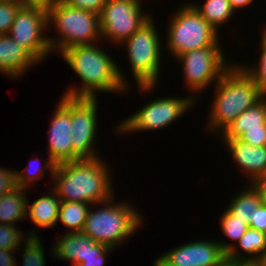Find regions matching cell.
I'll return each mask as SVG.
<instances>
[{
  "label": "cell",
  "instance_id": "6da1fadb",
  "mask_svg": "<svg viewBox=\"0 0 266 266\" xmlns=\"http://www.w3.org/2000/svg\"><path fill=\"white\" fill-rule=\"evenodd\" d=\"M101 48L95 43L74 46L60 53L62 59L81 80L80 85L71 86L63 95L96 98L98 92H122L123 95L126 88L128 90L130 83L125 80L118 63Z\"/></svg>",
  "mask_w": 266,
  "mask_h": 266
},
{
  "label": "cell",
  "instance_id": "7a4b0ae2",
  "mask_svg": "<svg viewBox=\"0 0 266 266\" xmlns=\"http://www.w3.org/2000/svg\"><path fill=\"white\" fill-rule=\"evenodd\" d=\"M103 158L81 159L57 164L52 187L62 202H82L94 205L114 196L112 170Z\"/></svg>",
  "mask_w": 266,
  "mask_h": 266
},
{
  "label": "cell",
  "instance_id": "3957f363",
  "mask_svg": "<svg viewBox=\"0 0 266 266\" xmlns=\"http://www.w3.org/2000/svg\"><path fill=\"white\" fill-rule=\"evenodd\" d=\"M214 91L206 129L217 135L243 111L261 100L257 85L240 63H233L224 72L214 85Z\"/></svg>",
  "mask_w": 266,
  "mask_h": 266
},
{
  "label": "cell",
  "instance_id": "277c9868",
  "mask_svg": "<svg viewBox=\"0 0 266 266\" xmlns=\"http://www.w3.org/2000/svg\"><path fill=\"white\" fill-rule=\"evenodd\" d=\"M129 202H115L111 198L88 210L82 233L99 244L118 248L142 226V215ZM102 207V208H101ZM93 209V210H92Z\"/></svg>",
  "mask_w": 266,
  "mask_h": 266
},
{
  "label": "cell",
  "instance_id": "5b68a950",
  "mask_svg": "<svg viewBox=\"0 0 266 266\" xmlns=\"http://www.w3.org/2000/svg\"><path fill=\"white\" fill-rule=\"evenodd\" d=\"M48 28L52 25L57 32L50 37L49 45L59 54L68 48L90 45L101 41L99 15L83 9L69 6L63 0L55 4L48 12Z\"/></svg>",
  "mask_w": 266,
  "mask_h": 266
},
{
  "label": "cell",
  "instance_id": "8992f818",
  "mask_svg": "<svg viewBox=\"0 0 266 266\" xmlns=\"http://www.w3.org/2000/svg\"><path fill=\"white\" fill-rule=\"evenodd\" d=\"M153 20L151 17L123 43L132 77L141 93L154 90L161 75L162 40Z\"/></svg>",
  "mask_w": 266,
  "mask_h": 266
},
{
  "label": "cell",
  "instance_id": "52a82bcc",
  "mask_svg": "<svg viewBox=\"0 0 266 266\" xmlns=\"http://www.w3.org/2000/svg\"><path fill=\"white\" fill-rule=\"evenodd\" d=\"M166 28V45L175 59L190 50L221 46L215 30L188 2L176 10Z\"/></svg>",
  "mask_w": 266,
  "mask_h": 266
},
{
  "label": "cell",
  "instance_id": "ba28073f",
  "mask_svg": "<svg viewBox=\"0 0 266 266\" xmlns=\"http://www.w3.org/2000/svg\"><path fill=\"white\" fill-rule=\"evenodd\" d=\"M196 102L193 96L152 99L142 109L119 122L115 131L122 135L162 129L183 116Z\"/></svg>",
  "mask_w": 266,
  "mask_h": 266
},
{
  "label": "cell",
  "instance_id": "9c48e42d",
  "mask_svg": "<svg viewBox=\"0 0 266 266\" xmlns=\"http://www.w3.org/2000/svg\"><path fill=\"white\" fill-rule=\"evenodd\" d=\"M221 48V46H206L190 50L176 58L181 66L183 65L185 85L188 86V91H194L191 93L194 99L197 93L199 94L200 91L202 93L212 82H215L212 85L216 84L232 65L231 62H226Z\"/></svg>",
  "mask_w": 266,
  "mask_h": 266
},
{
  "label": "cell",
  "instance_id": "30bf717a",
  "mask_svg": "<svg viewBox=\"0 0 266 266\" xmlns=\"http://www.w3.org/2000/svg\"><path fill=\"white\" fill-rule=\"evenodd\" d=\"M142 7L140 0H107L99 14L102 40L123 45L152 17L150 13H144Z\"/></svg>",
  "mask_w": 266,
  "mask_h": 266
},
{
  "label": "cell",
  "instance_id": "8fae6325",
  "mask_svg": "<svg viewBox=\"0 0 266 266\" xmlns=\"http://www.w3.org/2000/svg\"><path fill=\"white\" fill-rule=\"evenodd\" d=\"M48 29L47 11L35 7H20L9 31L10 37L24 48L39 64L52 53ZM45 31V32H44Z\"/></svg>",
  "mask_w": 266,
  "mask_h": 266
},
{
  "label": "cell",
  "instance_id": "7c38bea8",
  "mask_svg": "<svg viewBox=\"0 0 266 266\" xmlns=\"http://www.w3.org/2000/svg\"><path fill=\"white\" fill-rule=\"evenodd\" d=\"M97 100V97H71V144L73 151L81 159L100 157L95 146L99 123Z\"/></svg>",
  "mask_w": 266,
  "mask_h": 266
},
{
  "label": "cell",
  "instance_id": "4fadbf2b",
  "mask_svg": "<svg viewBox=\"0 0 266 266\" xmlns=\"http://www.w3.org/2000/svg\"><path fill=\"white\" fill-rule=\"evenodd\" d=\"M50 119L48 133V157L55 164L77 161L81 158L71 144V97L63 95Z\"/></svg>",
  "mask_w": 266,
  "mask_h": 266
},
{
  "label": "cell",
  "instance_id": "5bb4252c",
  "mask_svg": "<svg viewBox=\"0 0 266 266\" xmlns=\"http://www.w3.org/2000/svg\"><path fill=\"white\" fill-rule=\"evenodd\" d=\"M224 256L226 253L221 245L210 239L190 241L161 254L157 259L164 266H212Z\"/></svg>",
  "mask_w": 266,
  "mask_h": 266
},
{
  "label": "cell",
  "instance_id": "9a60e30c",
  "mask_svg": "<svg viewBox=\"0 0 266 266\" xmlns=\"http://www.w3.org/2000/svg\"><path fill=\"white\" fill-rule=\"evenodd\" d=\"M57 237L53 243L52 258L72 262L71 265H78L85 259L101 256L109 247L105 244L96 243L89 236L82 232L65 233Z\"/></svg>",
  "mask_w": 266,
  "mask_h": 266
},
{
  "label": "cell",
  "instance_id": "2e32d148",
  "mask_svg": "<svg viewBox=\"0 0 266 266\" xmlns=\"http://www.w3.org/2000/svg\"><path fill=\"white\" fill-rule=\"evenodd\" d=\"M230 152L234 163L245 173L248 184L266 179V146L253 147L236 139H221Z\"/></svg>",
  "mask_w": 266,
  "mask_h": 266
},
{
  "label": "cell",
  "instance_id": "e0dca14e",
  "mask_svg": "<svg viewBox=\"0 0 266 266\" xmlns=\"http://www.w3.org/2000/svg\"><path fill=\"white\" fill-rule=\"evenodd\" d=\"M37 61L9 34L0 35V72L12 79H20Z\"/></svg>",
  "mask_w": 266,
  "mask_h": 266
},
{
  "label": "cell",
  "instance_id": "ac0fdd59",
  "mask_svg": "<svg viewBox=\"0 0 266 266\" xmlns=\"http://www.w3.org/2000/svg\"><path fill=\"white\" fill-rule=\"evenodd\" d=\"M217 242L221 245V248L226 255L236 261H258L266 249L264 232L250 227L236 244H233V242L227 243V241L222 240ZM238 246L244 251V253H239Z\"/></svg>",
  "mask_w": 266,
  "mask_h": 266
},
{
  "label": "cell",
  "instance_id": "d6986e66",
  "mask_svg": "<svg viewBox=\"0 0 266 266\" xmlns=\"http://www.w3.org/2000/svg\"><path fill=\"white\" fill-rule=\"evenodd\" d=\"M46 195L38 197L31 205L27 201V218L39 228H52L57 225L61 200L52 188Z\"/></svg>",
  "mask_w": 266,
  "mask_h": 266
},
{
  "label": "cell",
  "instance_id": "ffe728a7",
  "mask_svg": "<svg viewBox=\"0 0 266 266\" xmlns=\"http://www.w3.org/2000/svg\"><path fill=\"white\" fill-rule=\"evenodd\" d=\"M261 126H266V106L262 100L243 111L218 136L221 139H236L246 130Z\"/></svg>",
  "mask_w": 266,
  "mask_h": 266
},
{
  "label": "cell",
  "instance_id": "44dd1931",
  "mask_svg": "<svg viewBox=\"0 0 266 266\" xmlns=\"http://www.w3.org/2000/svg\"><path fill=\"white\" fill-rule=\"evenodd\" d=\"M26 188L17 187L0 196V223L16 225L27 216Z\"/></svg>",
  "mask_w": 266,
  "mask_h": 266
},
{
  "label": "cell",
  "instance_id": "7402d4cb",
  "mask_svg": "<svg viewBox=\"0 0 266 266\" xmlns=\"http://www.w3.org/2000/svg\"><path fill=\"white\" fill-rule=\"evenodd\" d=\"M249 185L248 187L246 186L244 191H239L226 207L232 215L242 219L248 225L251 215L262 203L261 195L257 187L254 184Z\"/></svg>",
  "mask_w": 266,
  "mask_h": 266
},
{
  "label": "cell",
  "instance_id": "603a6c76",
  "mask_svg": "<svg viewBox=\"0 0 266 266\" xmlns=\"http://www.w3.org/2000/svg\"><path fill=\"white\" fill-rule=\"evenodd\" d=\"M190 4L217 31L229 23L235 13L229 0H206L202 5L195 2Z\"/></svg>",
  "mask_w": 266,
  "mask_h": 266
},
{
  "label": "cell",
  "instance_id": "cb8c5ba5",
  "mask_svg": "<svg viewBox=\"0 0 266 266\" xmlns=\"http://www.w3.org/2000/svg\"><path fill=\"white\" fill-rule=\"evenodd\" d=\"M91 204L82 202H62L59 207L58 220L68 228L67 233L82 232Z\"/></svg>",
  "mask_w": 266,
  "mask_h": 266
},
{
  "label": "cell",
  "instance_id": "d4e9b609",
  "mask_svg": "<svg viewBox=\"0 0 266 266\" xmlns=\"http://www.w3.org/2000/svg\"><path fill=\"white\" fill-rule=\"evenodd\" d=\"M37 161H39L38 158L33 160L34 163L29 162L30 164L26 166L22 172L16 170L17 187L29 189L31 185L33 186L34 181L40 179L43 180L45 178L47 170L50 172V175L53 176L56 165L50 160V158H48L44 166H41V164L38 166L40 162L35 166ZM33 167H35V169Z\"/></svg>",
  "mask_w": 266,
  "mask_h": 266
},
{
  "label": "cell",
  "instance_id": "484cf974",
  "mask_svg": "<svg viewBox=\"0 0 266 266\" xmlns=\"http://www.w3.org/2000/svg\"><path fill=\"white\" fill-rule=\"evenodd\" d=\"M260 39L261 53L260 59L257 65H241V67L252 77L255 84L257 85L260 94L266 92V26L263 27Z\"/></svg>",
  "mask_w": 266,
  "mask_h": 266
},
{
  "label": "cell",
  "instance_id": "4316f807",
  "mask_svg": "<svg viewBox=\"0 0 266 266\" xmlns=\"http://www.w3.org/2000/svg\"><path fill=\"white\" fill-rule=\"evenodd\" d=\"M39 236H29L24 241L22 266H45L46 258Z\"/></svg>",
  "mask_w": 266,
  "mask_h": 266
},
{
  "label": "cell",
  "instance_id": "83f0119b",
  "mask_svg": "<svg viewBox=\"0 0 266 266\" xmlns=\"http://www.w3.org/2000/svg\"><path fill=\"white\" fill-rule=\"evenodd\" d=\"M29 233L28 235L22 233L20 228L15 225L0 223V249L18 251L21 249L19 247H21L22 241L24 242L29 236H38L34 230H30Z\"/></svg>",
  "mask_w": 266,
  "mask_h": 266
},
{
  "label": "cell",
  "instance_id": "f1b7e54d",
  "mask_svg": "<svg viewBox=\"0 0 266 266\" xmlns=\"http://www.w3.org/2000/svg\"><path fill=\"white\" fill-rule=\"evenodd\" d=\"M220 217V228L223 234L232 239L233 242H238L249 228L247 223L240 218H236L227 209Z\"/></svg>",
  "mask_w": 266,
  "mask_h": 266
},
{
  "label": "cell",
  "instance_id": "f546056e",
  "mask_svg": "<svg viewBox=\"0 0 266 266\" xmlns=\"http://www.w3.org/2000/svg\"><path fill=\"white\" fill-rule=\"evenodd\" d=\"M20 7L18 0H0V35L9 33Z\"/></svg>",
  "mask_w": 266,
  "mask_h": 266
},
{
  "label": "cell",
  "instance_id": "4dcf8cb0",
  "mask_svg": "<svg viewBox=\"0 0 266 266\" xmlns=\"http://www.w3.org/2000/svg\"><path fill=\"white\" fill-rule=\"evenodd\" d=\"M238 139L250 144L253 147L266 146V126L248 129L242 133Z\"/></svg>",
  "mask_w": 266,
  "mask_h": 266
},
{
  "label": "cell",
  "instance_id": "1f68e13d",
  "mask_svg": "<svg viewBox=\"0 0 266 266\" xmlns=\"http://www.w3.org/2000/svg\"><path fill=\"white\" fill-rule=\"evenodd\" d=\"M69 6L100 14L107 0H63Z\"/></svg>",
  "mask_w": 266,
  "mask_h": 266
},
{
  "label": "cell",
  "instance_id": "d6a6232c",
  "mask_svg": "<svg viewBox=\"0 0 266 266\" xmlns=\"http://www.w3.org/2000/svg\"><path fill=\"white\" fill-rule=\"evenodd\" d=\"M17 188L16 170L0 167V196Z\"/></svg>",
  "mask_w": 266,
  "mask_h": 266
},
{
  "label": "cell",
  "instance_id": "836d02e7",
  "mask_svg": "<svg viewBox=\"0 0 266 266\" xmlns=\"http://www.w3.org/2000/svg\"><path fill=\"white\" fill-rule=\"evenodd\" d=\"M249 227L255 230L266 231V205L261 203L249 219Z\"/></svg>",
  "mask_w": 266,
  "mask_h": 266
},
{
  "label": "cell",
  "instance_id": "e575fe53",
  "mask_svg": "<svg viewBox=\"0 0 266 266\" xmlns=\"http://www.w3.org/2000/svg\"><path fill=\"white\" fill-rule=\"evenodd\" d=\"M60 1L61 0H18L22 7H35L47 12Z\"/></svg>",
  "mask_w": 266,
  "mask_h": 266
},
{
  "label": "cell",
  "instance_id": "d590c367",
  "mask_svg": "<svg viewBox=\"0 0 266 266\" xmlns=\"http://www.w3.org/2000/svg\"><path fill=\"white\" fill-rule=\"evenodd\" d=\"M14 252L16 253L14 250L0 249V266H18Z\"/></svg>",
  "mask_w": 266,
  "mask_h": 266
},
{
  "label": "cell",
  "instance_id": "8d00e7d4",
  "mask_svg": "<svg viewBox=\"0 0 266 266\" xmlns=\"http://www.w3.org/2000/svg\"><path fill=\"white\" fill-rule=\"evenodd\" d=\"M114 248H108L101 256L91 259H85L79 266H104L106 261V256L113 251Z\"/></svg>",
  "mask_w": 266,
  "mask_h": 266
},
{
  "label": "cell",
  "instance_id": "74e56055",
  "mask_svg": "<svg viewBox=\"0 0 266 266\" xmlns=\"http://www.w3.org/2000/svg\"><path fill=\"white\" fill-rule=\"evenodd\" d=\"M260 192L262 203L266 205V179H261L253 183Z\"/></svg>",
  "mask_w": 266,
  "mask_h": 266
},
{
  "label": "cell",
  "instance_id": "f35d334b",
  "mask_svg": "<svg viewBox=\"0 0 266 266\" xmlns=\"http://www.w3.org/2000/svg\"><path fill=\"white\" fill-rule=\"evenodd\" d=\"M232 8L237 12V10H241L242 8H246L253 3L254 0H229Z\"/></svg>",
  "mask_w": 266,
  "mask_h": 266
},
{
  "label": "cell",
  "instance_id": "ab89813d",
  "mask_svg": "<svg viewBox=\"0 0 266 266\" xmlns=\"http://www.w3.org/2000/svg\"><path fill=\"white\" fill-rule=\"evenodd\" d=\"M236 262L237 261L235 259L230 258L226 255L218 263L212 266H235Z\"/></svg>",
  "mask_w": 266,
  "mask_h": 266
},
{
  "label": "cell",
  "instance_id": "60d3db41",
  "mask_svg": "<svg viewBox=\"0 0 266 266\" xmlns=\"http://www.w3.org/2000/svg\"><path fill=\"white\" fill-rule=\"evenodd\" d=\"M235 266H260L258 261H237Z\"/></svg>",
  "mask_w": 266,
  "mask_h": 266
},
{
  "label": "cell",
  "instance_id": "b9f144b4",
  "mask_svg": "<svg viewBox=\"0 0 266 266\" xmlns=\"http://www.w3.org/2000/svg\"><path fill=\"white\" fill-rule=\"evenodd\" d=\"M260 266H266V249L264 250L263 254L261 255L260 259L258 260Z\"/></svg>",
  "mask_w": 266,
  "mask_h": 266
},
{
  "label": "cell",
  "instance_id": "7bdbcfd3",
  "mask_svg": "<svg viewBox=\"0 0 266 266\" xmlns=\"http://www.w3.org/2000/svg\"><path fill=\"white\" fill-rule=\"evenodd\" d=\"M153 264V266H164L158 259H156Z\"/></svg>",
  "mask_w": 266,
  "mask_h": 266
},
{
  "label": "cell",
  "instance_id": "ee69618b",
  "mask_svg": "<svg viewBox=\"0 0 266 266\" xmlns=\"http://www.w3.org/2000/svg\"><path fill=\"white\" fill-rule=\"evenodd\" d=\"M261 100L264 103V105L266 106V92L261 95Z\"/></svg>",
  "mask_w": 266,
  "mask_h": 266
}]
</instances>
